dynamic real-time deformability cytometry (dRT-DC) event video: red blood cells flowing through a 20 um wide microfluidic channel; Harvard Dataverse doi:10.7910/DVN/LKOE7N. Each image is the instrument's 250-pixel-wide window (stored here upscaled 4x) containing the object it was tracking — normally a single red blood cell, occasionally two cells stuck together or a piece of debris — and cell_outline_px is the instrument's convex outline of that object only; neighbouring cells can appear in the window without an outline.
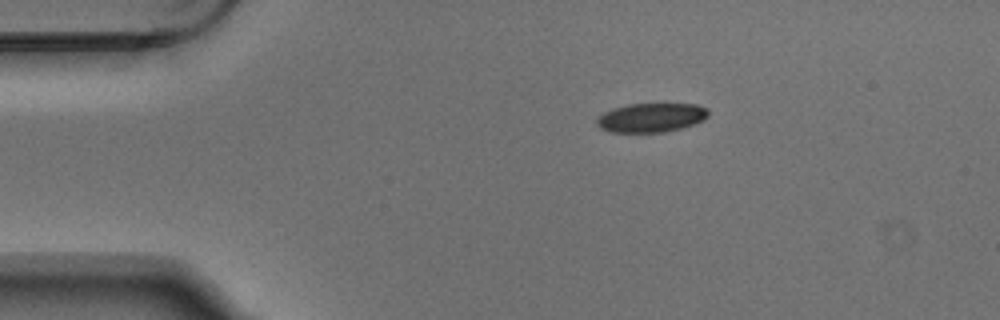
{"species": "Egyptian fruit bat (a non-hibernating species)", "species_latin": "Rousettus aegyptiacus", "temperature_condition": "warm", "stored_images_in_passage": 2, "camera_frame_rate_fps": 3000, "um_per_image_px": 0.085, "animal": {"sex": "male"}, "frame": {"image": 1, "passage_image": 1, "time_ms": 0.0, "image_size_px": [1000, 320], "cell_outline_px": [[708, 116], [704, 120], [696, 124], [664, 132], [612, 132], [600, 128], [596, 124], [596, 120], [604, 112], [628, 104], [696, 104], [708, 108]], "centroid_in_image_um": [55.38, 10.0], "position_along_channel_um": 29.6, "area_um2": 18.84}}